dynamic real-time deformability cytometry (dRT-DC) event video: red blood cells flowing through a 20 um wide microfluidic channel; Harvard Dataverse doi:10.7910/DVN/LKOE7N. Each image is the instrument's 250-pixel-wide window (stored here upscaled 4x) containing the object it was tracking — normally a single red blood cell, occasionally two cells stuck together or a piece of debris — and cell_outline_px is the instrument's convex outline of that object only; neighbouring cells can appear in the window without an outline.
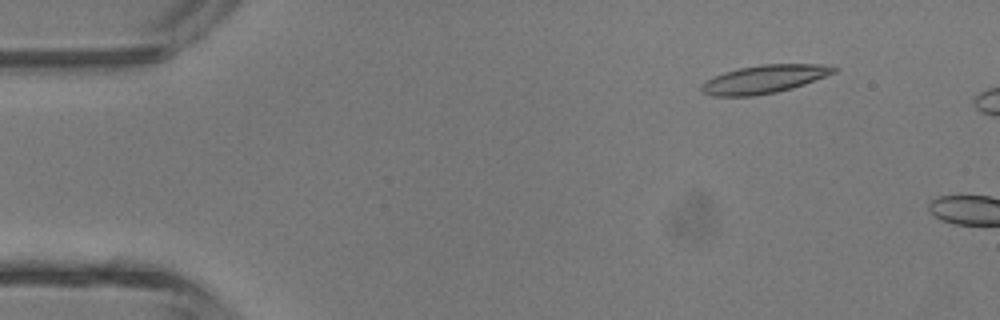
{"species": "common noctule bat (a hibernating species)", "species_latin": "Nyctalus noctula", "temperature_condition": "room temperature", "stored_images_in_passage": 3, "camera_frame_rate_fps": 3000, "um_per_image_px": 0.085, "animal": {"sex": "male", "body_mass_g": 13.3}, "frame": {"image": 1, "passage_image": 2, "time_ms": 1.333, "image_size_px": [1000, 320], "cell_outline_px": [[840, 68], [836, 72], [804, 84], [792, 88], [776, 92], [752, 96], [712, 96], [700, 92], [700, 84], [724, 72], [740, 68], [764, 64], [820, 64]], "centroid_in_image_um": [64.95, 6.73], "position_along_channel_um": 20.1, "area_um2": 21.62}}